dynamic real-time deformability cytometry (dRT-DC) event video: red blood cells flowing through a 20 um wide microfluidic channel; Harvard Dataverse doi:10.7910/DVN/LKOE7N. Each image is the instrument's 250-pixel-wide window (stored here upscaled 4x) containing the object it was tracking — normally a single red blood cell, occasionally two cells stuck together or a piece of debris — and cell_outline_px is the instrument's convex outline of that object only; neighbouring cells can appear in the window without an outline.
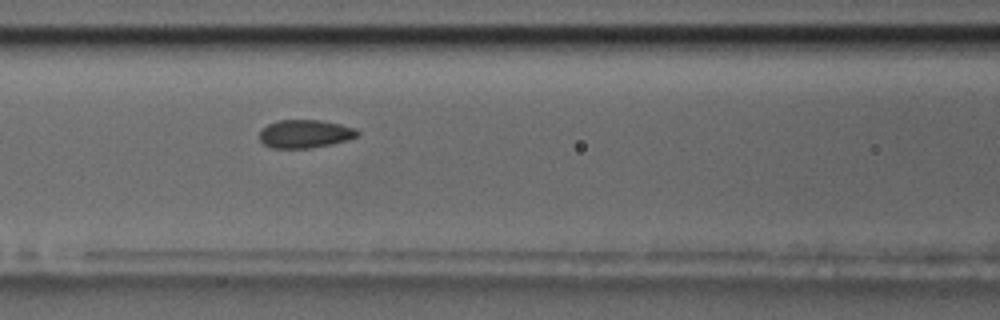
{"species": "common noctule bat (a hibernating species)", "species_latin": "Nyctalus noctula", "temperature_condition": "room temperature", "stored_images_in_passage": 33, "camera_frame_rate_fps": 3000, "um_per_image_px": 0.085, "animal": {"sex": "male", "body_mass_g": 17.5, "forearm_length_mm": 52.3}, "frame": {"image": 1, "passage_image": 18, "time_ms": 5.667, "image_size_px": [1000, 320], "cell_outline_px": [[360, 136], [348, 140], [332, 144], [308, 148], [272, 148], [264, 144], [260, 140], [260, 132], [268, 124], [276, 120], [320, 120], [340, 124], [356, 128], [360, 132]], "centroid_in_image_um": [25.97, 11.37], "position_along_channel_um": 140.6, "area_um2": 16.18}}
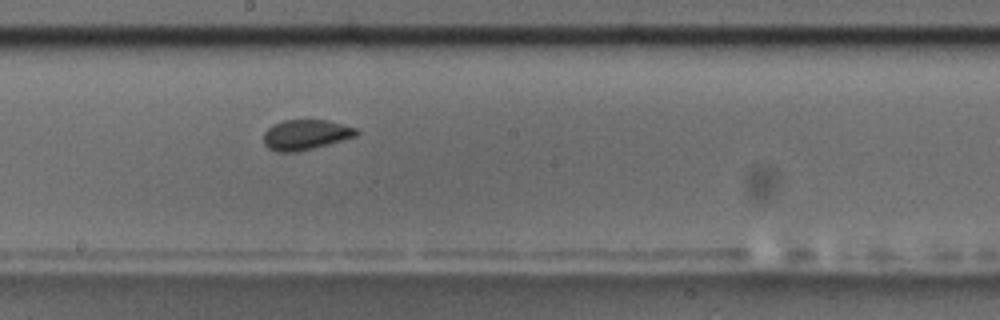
{"frame": {"image": 2, "passage_image": 25, "time_ms": 8.0, "image_size_px": [1000, 320], "cell_outline_px": [[360, 132], [356, 136], [344, 140], [296, 152], [276, 152], [268, 148], [264, 144], [264, 132], [272, 124], [284, 120], [328, 120], [356, 128]], "centroid_in_image_um": [25.97, 11.45], "position_along_channel_um": 222.2, "area_um2": 16.36}}
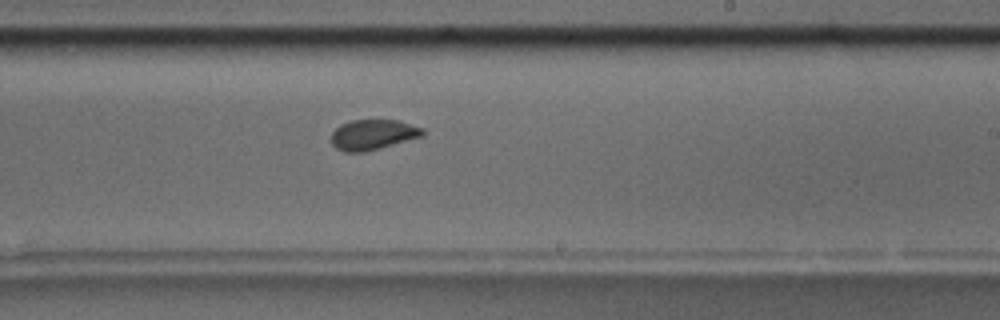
{"frame": {"image": 3, "passage_image": 28, "time_ms": 9.0, "image_size_px": [1000, 320], "cell_outline_px": [[424, 136], [380, 148], [364, 152], [344, 152], [336, 148], [332, 144], [332, 132], [340, 124], [352, 120], [396, 120], [424, 128]], "centroid_in_image_um": [31.7, 11.45], "position_along_channel_um": 257.3, "area_um2": 16.13}}